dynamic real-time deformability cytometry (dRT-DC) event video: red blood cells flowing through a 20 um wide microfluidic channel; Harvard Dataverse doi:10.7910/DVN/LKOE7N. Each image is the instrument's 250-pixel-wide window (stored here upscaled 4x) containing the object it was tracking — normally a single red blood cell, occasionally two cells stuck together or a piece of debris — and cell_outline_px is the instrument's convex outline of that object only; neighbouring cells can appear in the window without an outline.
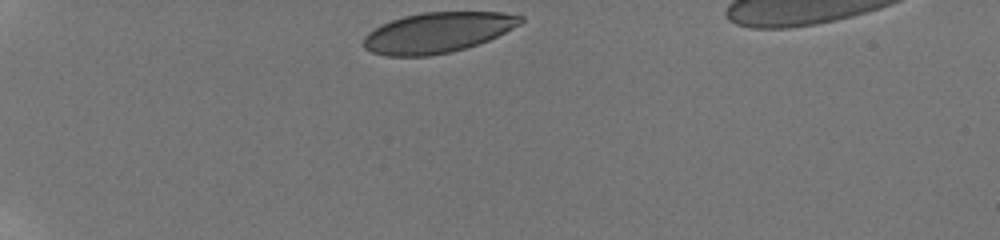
{"species": "human", "species_latin": "Homo sapiens", "temperature_condition": "room temperature", "stored_images_in_passage": 8, "camera_frame_rate_fps": 3000, "um_per_image_px": 0.085, "donor": {"sex": "male"}, "frame": {"image": 1, "passage_image": 1, "time_ms": 0.0, "image_size_px": [1000, 240], "cell_outline_px": [[524, 20], [520, 24], [488, 40], [452, 52], [428, 56], [388, 56], [372, 52], [364, 48], [364, 36], [368, 32], [380, 24], [404, 16], [424, 12], [500, 12], [524, 16]], "centroid_in_image_um": [37.17, 2.76], "position_along_channel_um": 47.8, "area_um2": 36.76}}
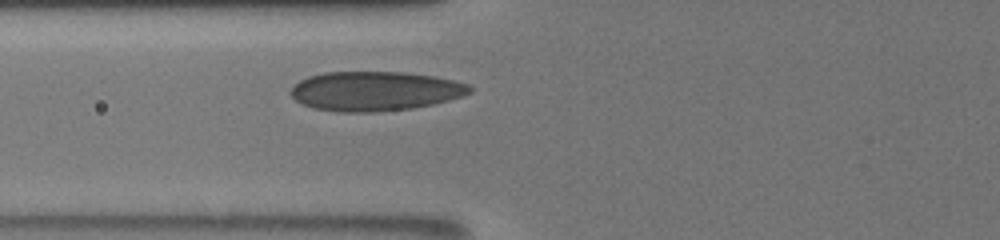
{"frame": {"image": 2, "passage_image": 7, "time_ms": 2.667, "image_size_px": [1000, 240], "cell_outline_px": [[472, 92], [464, 96], [432, 104], [412, 108], [372, 112], [340, 112], [312, 108], [296, 100], [288, 92], [300, 80], [308, 76], [324, 72], [404, 72], [436, 76], [468, 84], [472, 88]], "centroid_in_image_um": [31.88, 7.74], "position_along_channel_um": 93.9, "area_um2": 41.15}}